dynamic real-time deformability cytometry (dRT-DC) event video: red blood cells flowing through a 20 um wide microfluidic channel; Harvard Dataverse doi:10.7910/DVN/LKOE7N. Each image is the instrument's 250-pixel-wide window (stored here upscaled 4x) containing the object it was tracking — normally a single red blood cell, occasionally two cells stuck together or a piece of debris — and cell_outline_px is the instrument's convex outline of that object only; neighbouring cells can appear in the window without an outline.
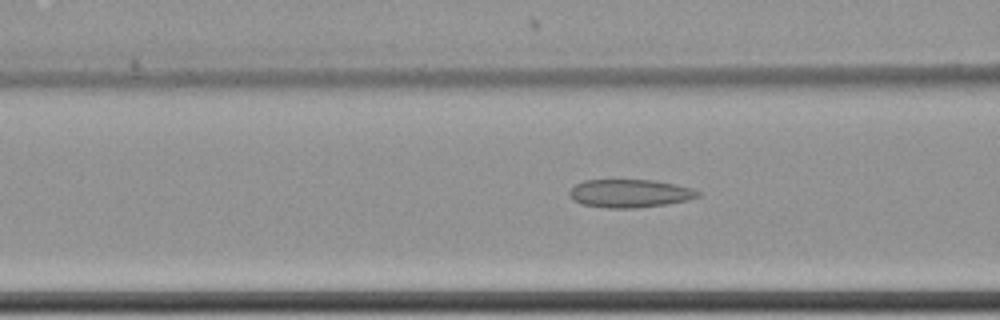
{"species": "common noctule bat (a hibernating species)", "species_latin": "Nyctalus noctula", "temperature_condition": "cold", "stored_images_in_passage": 55, "camera_frame_rate_fps": 3000, "um_per_image_px": 0.085, "animal": {"sex": "female", "body_mass_g": 22.7, "forearm_length_mm": 54.2}, "frame": {"image": 1, "passage_image": 20, "time_ms": 6.333, "image_size_px": [1000, 320], "cell_outline_px": [[700, 196], [688, 200], [668, 204], [636, 208], [608, 208], [580, 204], [572, 200], [568, 196], [568, 192], [576, 184], [584, 180], [652, 180], [676, 184], [692, 188], [700, 192]], "centroid_in_image_um": [53.52, 16.44], "position_along_channel_um": 113.1, "area_um2": 21.27}}
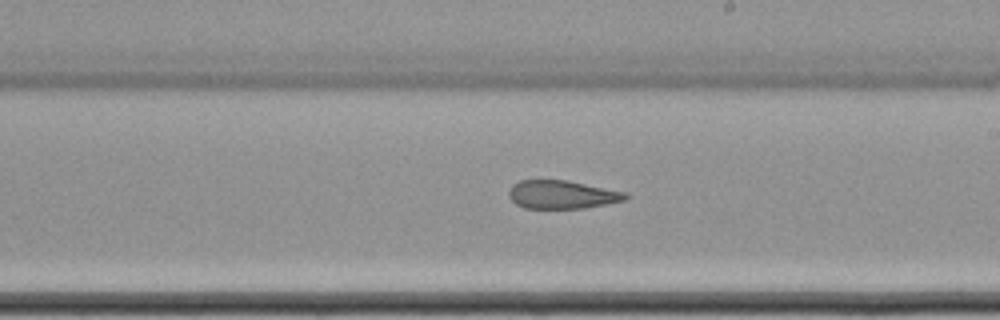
{"frame": {"image": 2, "passage_image": 31, "time_ms": 10.0, "image_size_px": [1000, 320], "cell_outline_px": [[628, 196], [624, 200], [584, 208], [524, 208], [516, 204], [508, 196], [508, 192], [512, 184], [520, 180], [568, 180], [628, 192]], "centroid_in_image_um": [47.76, 16.53], "position_along_channel_um": 241.2, "area_um2": 19.31}}
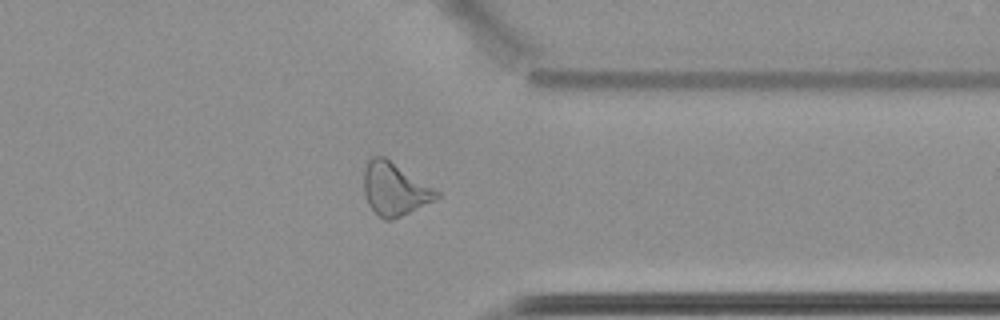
{"frame": {"image": 3, "passage_image": 43, "time_ms": 14.0, "image_size_px": [1000, 320], "cell_outline_px": [[440, 196], [392, 220], [384, 220], [368, 204], [364, 192], [364, 168], [368, 160], [372, 156], [384, 156], [440, 192]], "centroid_in_image_um": [33.5, 16.04], "position_along_channel_um": 377.9, "area_um2": 21.85}, "authors_computed_cell_mechanics": {"area_um2": 22.542, "velocity_mm_per_s": 3.4967, "shape_relaxation_time_tau1_ms": null, "shape_relaxation_time_tau2_ms": 7.496, "deformation_change_tau1": null, "deformation_change_tau2": 0.1654}}